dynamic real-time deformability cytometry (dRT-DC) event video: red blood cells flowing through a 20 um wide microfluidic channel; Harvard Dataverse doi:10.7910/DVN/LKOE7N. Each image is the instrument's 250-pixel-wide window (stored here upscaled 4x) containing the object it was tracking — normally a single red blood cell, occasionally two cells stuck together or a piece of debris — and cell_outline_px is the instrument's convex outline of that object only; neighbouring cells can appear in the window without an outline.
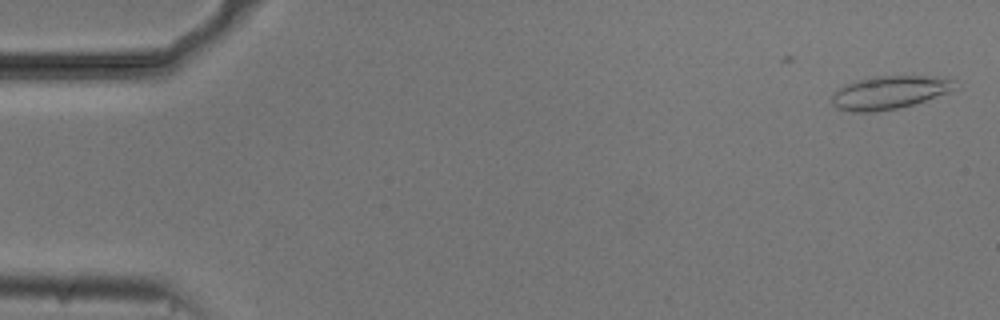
{"species": "common noctule bat (a hibernating species)", "species_latin": "Nyctalus noctula", "temperature_condition": "cold", "stored_images_in_passage": 4, "camera_frame_rate_fps": 3000, "um_per_image_px": 0.085, "animal": {"sex": "male", "body_mass_g": 20.5, "forearm_length_mm": 52.5}, "frame": {"image": 1, "passage_image": 4, "time_ms": 1.0, "image_size_px": [1000, 320], "cell_outline_px": [[956, 88], [948, 92], [912, 104], [896, 108], [876, 112], [852, 112], [836, 108], [832, 104], [832, 92], [848, 84], [860, 80], [876, 76], [928, 76], [952, 80]], "centroid_in_image_um": [75.53, 7.87], "position_along_channel_um": 9.5, "area_um2": 23.24}}